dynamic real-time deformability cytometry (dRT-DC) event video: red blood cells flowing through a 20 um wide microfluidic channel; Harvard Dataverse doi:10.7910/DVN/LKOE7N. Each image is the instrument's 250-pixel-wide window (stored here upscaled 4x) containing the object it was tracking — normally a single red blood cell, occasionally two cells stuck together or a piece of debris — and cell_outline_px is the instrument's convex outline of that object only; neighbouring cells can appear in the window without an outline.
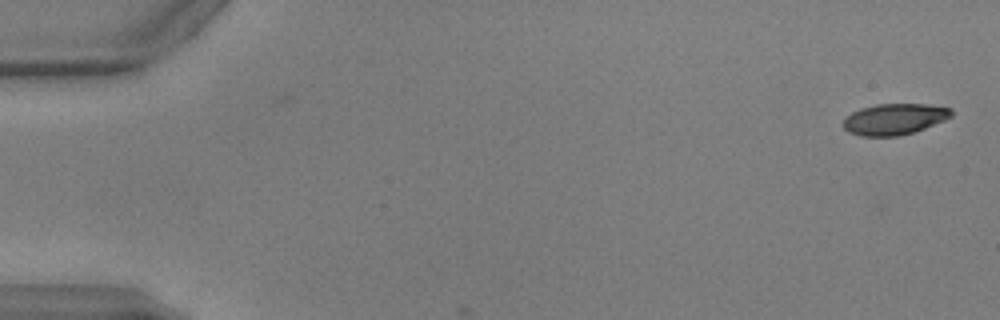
{"species": "common noctule bat (a hibernating species)", "species_latin": "Nyctalus noctula", "temperature_condition": "warm", "stored_images_in_passage": 4, "camera_frame_rate_fps": 3000, "um_per_image_px": 0.085, "animal": {"sex": "male", "body_mass_g": 17.9, "forearm_length_mm": 54.2}, "frame": {"image": 1, "passage_image": 1, "time_ms": 0.0, "image_size_px": [1000, 320], "cell_outline_px": [[952, 116], [944, 120], [924, 128], [900, 136], [860, 136], [848, 132], [844, 128], [844, 120], [852, 112], [860, 108], [876, 104], [928, 104], [952, 108]], "centroid_in_image_um": [76.02, 10.12], "position_along_channel_um": 9.0, "area_um2": 19.54}}